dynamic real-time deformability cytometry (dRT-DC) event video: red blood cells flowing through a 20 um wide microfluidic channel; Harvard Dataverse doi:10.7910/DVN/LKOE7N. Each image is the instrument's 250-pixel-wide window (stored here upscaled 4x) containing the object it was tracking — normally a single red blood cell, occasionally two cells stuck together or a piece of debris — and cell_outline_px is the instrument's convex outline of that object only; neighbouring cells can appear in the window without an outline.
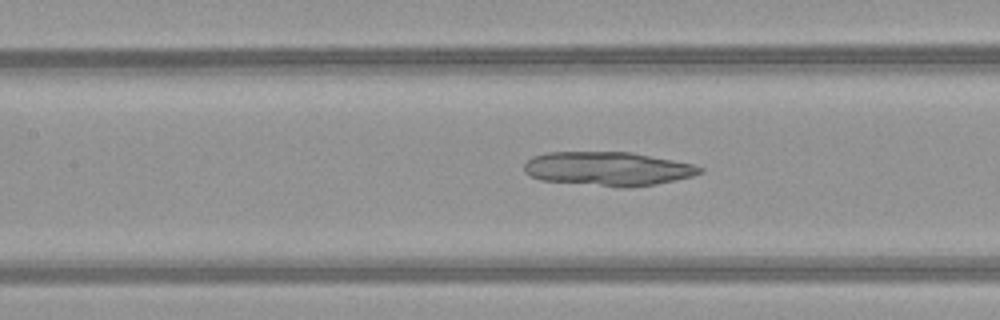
{"species": "common noctule bat (a hibernating species)", "species_latin": "Nyctalus noctula", "temperature_condition": "warm", "stored_images_in_passage": 50, "camera_frame_rate_fps": 3000, "um_per_image_px": 0.085, "animal": {"sex": "female", "body_mass_g": 21.9}, "frame": {"image": 1, "passage_image": 24, "time_ms": 7.667, "image_size_px": [1000, 320], "cell_outline_px": [[704, 172], [692, 176], [676, 180], [656, 184], [628, 188], [620, 188], [540, 180], [524, 172], [524, 164], [532, 156], [548, 152], [632, 152], [692, 164], [704, 168]], "centroid_in_image_um": [51.67, 14.35], "position_along_channel_um": 155.7, "area_um2": 34.97}}
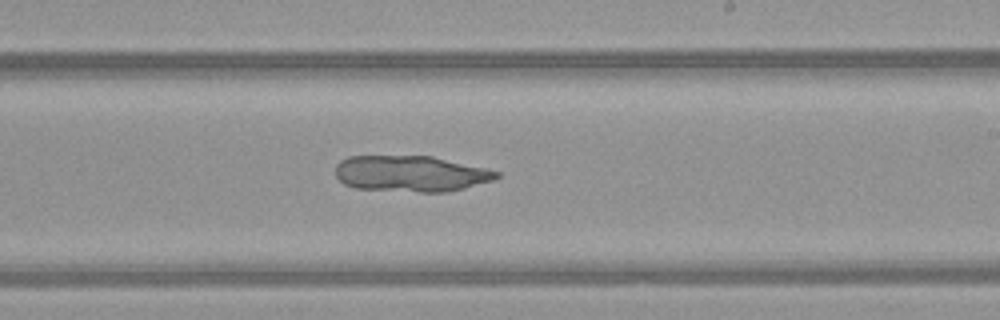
{"frame": {"image": 2, "passage_image": 31, "time_ms": 10.0, "image_size_px": [1000, 320], "cell_outline_px": [[500, 176], [492, 180], [464, 188], [448, 192], [420, 192], [356, 188], [344, 184], [336, 176], [336, 164], [340, 160], [348, 156], [432, 156], [488, 168], [500, 172]], "centroid_in_image_um": [34.93, 14.75], "position_along_channel_um": 254.1, "area_um2": 33.93}}
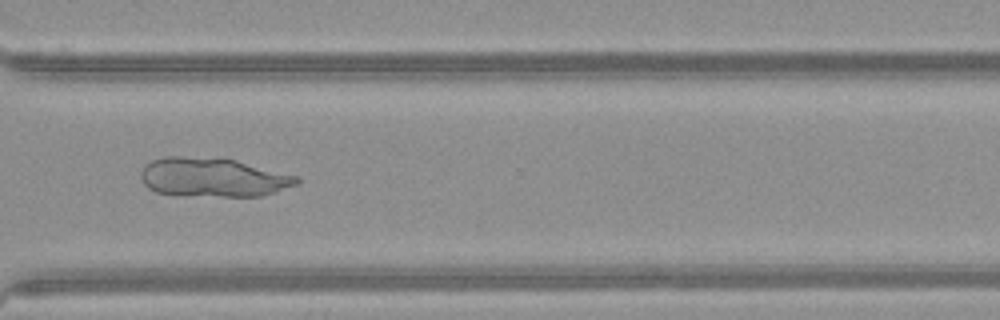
{"frame": {"image": 3, "passage_image": 38, "time_ms": 12.333, "image_size_px": [1000, 320], "cell_outline_px": [[300, 180], [296, 184], [276, 192], [260, 196], [184, 196], [156, 192], [148, 188], [144, 184], [140, 176], [140, 172], [144, 164], [152, 160], [164, 156], [220, 156], [300, 176]], "centroid_in_image_um": [18.08, 15.05], "position_along_channel_um": 352.5, "area_um2": 36.3}}